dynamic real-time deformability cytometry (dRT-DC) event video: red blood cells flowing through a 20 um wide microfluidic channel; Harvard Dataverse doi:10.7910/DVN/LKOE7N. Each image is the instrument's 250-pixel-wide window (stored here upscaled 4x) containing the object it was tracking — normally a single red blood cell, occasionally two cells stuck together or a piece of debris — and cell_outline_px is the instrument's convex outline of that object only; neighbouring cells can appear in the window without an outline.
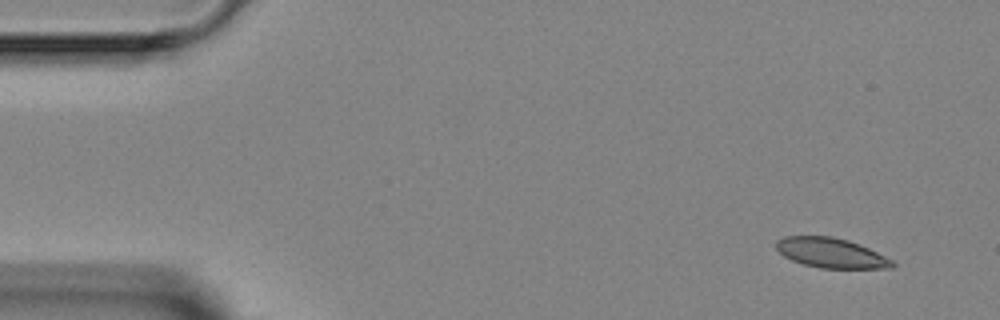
{"species": "Egyptian fruit bat (a non-hibernating species)", "species_latin": "Rousettus aegyptiacus", "temperature_condition": "room temperature", "stored_images_in_passage": 3, "camera_frame_rate_fps": 3000, "um_per_image_px": 0.085, "animal": {"sex": "female"}, "frame": {"image": 1, "passage_image": 1, "time_ms": 0.0, "image_size_px": [1000, 320], "cell_outline_px": [[896, 264], [892, 268], [820, 268], [804, 264], [792, 260], [784, 256], [776, 248], [776, 240], [784, 236], [832, 236], [848, 240], [868, 248], [892, 260]], "centroid_in_image_um": [70.62, 21.49], "position_along_channel_um": 14.4, "area_um2": 20.06}}
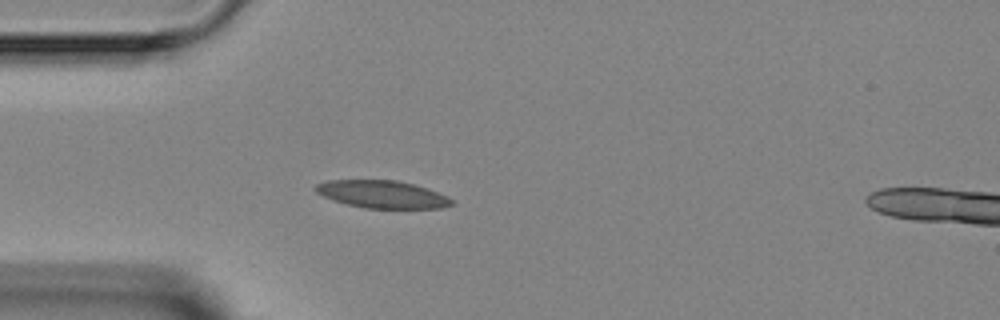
{"frame": {"image": 2, "passage_image": 3, "time_ms": 3.333, "image_size_px": [1000, 320], "cell_outline_px": [[452, 204], [440, 208], [364, 208], [344, 204], [324, 196], [316, 192], [312, 188], [316, 184], [328, 180], [396, 180], [428, 188], [448, 196], [452, 200]], "centroid_in_image_um": [32.46, 16.51], "position_along_channel_um": 52.5, "area_um2": 21.85}}